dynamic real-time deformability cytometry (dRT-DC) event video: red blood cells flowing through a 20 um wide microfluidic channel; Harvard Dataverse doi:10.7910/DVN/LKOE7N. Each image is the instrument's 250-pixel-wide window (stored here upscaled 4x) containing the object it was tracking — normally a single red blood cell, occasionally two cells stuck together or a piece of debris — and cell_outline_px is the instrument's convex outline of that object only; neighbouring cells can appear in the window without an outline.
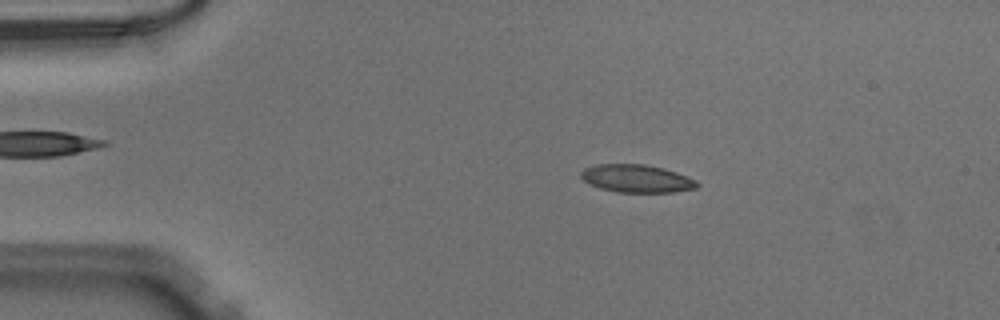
{"species": "Egyptian fruit bat (a non-hibernating species)", "species_latin": "Rousettus aegyptiacus", "temperature_condition": "warm", "stored_images_in_passage": 50, "camera_frame_rate_fps": 3000, "um_per_image_px": 0.085, "animal": {"sex": "male"}, "frame": {"image": 1, "passage_image": 9, "time_ms": 2.667, "image_size_px": [1000, 320], "cell_outline_px": [[700, 184], [696, 188], [672, 192], [616, 192], [600, 188], [588, 184], [580, 176], [580, 172], [584, 168], [596, 164], [644, 164], [664, 168], [676, 172], [696, 180]], "centroid_in_image_um": [54.09, 15.17], "position_along_channel_um": 30.9, "area_um2": 18.9}}
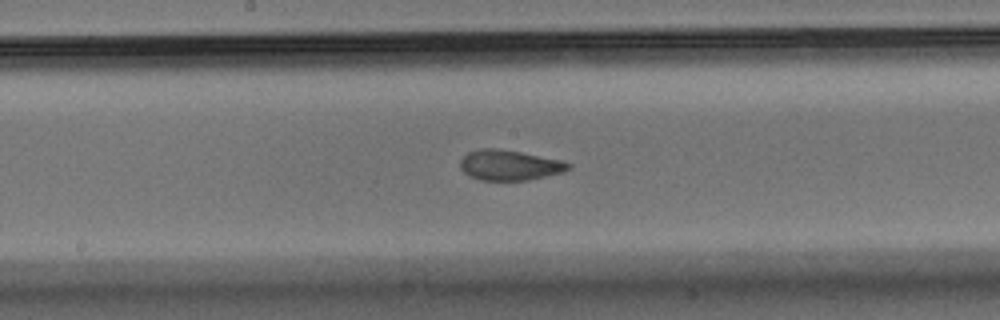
{"frame": {"image": 2, "passage_image": 26, "time_ms": 8.333, "image_size_px": [1000, 320], "cell_outline_px": [[572, 168], [564, 172], [528, 180], [480, 180], [468, 176], [460, 168], [460, 160], [468, 152], [480, 148], [496, 148], [520, 152], [560, 160], [572, 164]], "centroid_in_image_um": [43.3, 14.04], "position_along_channel_um": 204.9, "area_um2": 19.13}}
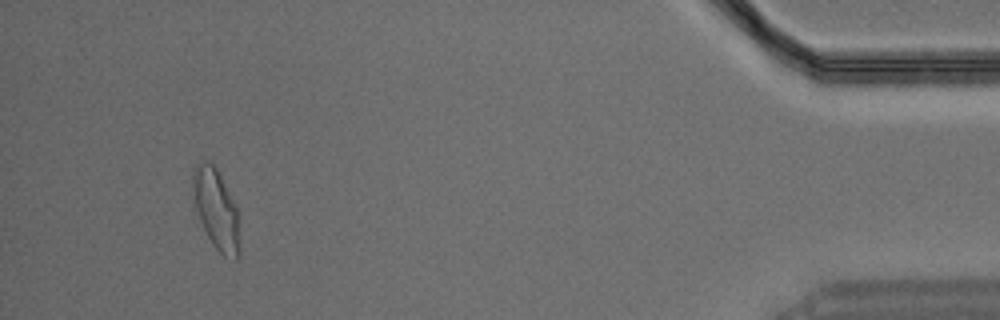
{"frame": {"image": 3, "passage_image": 47, "time_ms": 15.333, "image_size_px": [1000, 320], "cell_outline_px": [[240, 256], [236, 260], [224, 256], [212, 244], [200, 220], [192, 196], [192, 172], [196, 164], [204, 160], [212, 164], [216, 168], [240, 216]], "centroid_in_image_um": [18.39, 17.84], "position_along_channel_um": 416.8, "area_um2": 21.96}}